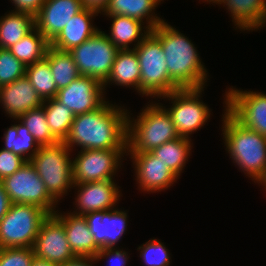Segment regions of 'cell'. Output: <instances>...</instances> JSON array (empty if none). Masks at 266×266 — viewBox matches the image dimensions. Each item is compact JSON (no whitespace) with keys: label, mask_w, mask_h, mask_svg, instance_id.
<instances>
[{"label":"cell","mask_w":266,"mask_h":266,"mask_svg":"<svg viewBox=\"0 0 266 266\" xmlns=\"http://www.w3.org/2000/svg\"><path fill=\"white\" fill-rule=\"evenodd\" d=\"M26 160L19 155L14 154L11 151L0 149V181L12 175L23 165L26 164Z\"/></svg>","instance_id":"cell-38"},{"label":"cell","mask_w":266,"mask_h":266,"mask_svg":"<svg viewBox=\"0 0 266 266\" xmlns=\"http://www.w3.org/2000/svg\"><path fill=\"white\" fill-rule=\"evenodd\" d=\"M26 73V66L5 48H0V86L12 83Z\"/></svg>","instance_id":"cell-35"},{"label":"cell","mask_w":266,"mask_h":266,"mask_svg":"<svg viewBox=\"0 0 266 266\" xmlns=\"http://www.w3.org/2000/svg\"><path fill=\"white\" fill-rule=\"evenodd\" d=\"M49 46L50 42L34 28L8 50L27 67L45 58Z\"/></svg>","instance_id":"cell-29"},{"label":"cell","mask_w":266,"mask_h":266,"mask_svg":"<svg viewBox=\"0 0 266 266\" xmlns=\"http://www.w3.org/2000/svg\"><path fill=\"white\" fill-rule=\"evenodd\" d=\"M118 51L106 36V31L100 29L69 52L80 75L93 77L104 83L111 73Z\"/></svg>","instance_id":"cell-9"},{"label":"cell","mask_w":266,"mask_h":266,"mask_svg":"<svg viewBox=\"0 0 266 266\" xmlns=\"http://www.w3.org/2000/svg\"><path fill=\"white\" fill-rule=\"evenodd\" d=\"M137 251L145 266H170L172 262L170 250L160 239H149L138 245Z\"/></svg>","instance_id":"cell-34"},{"label":"cell","mask_w":266,"mask_h":266,"mask_svg":"<svg viewBox=\"0 0 266 266\" xmlns=\"http://www.w3.org/2000/svg\"><path fill=\"white\" fill-rule=\"evenodd\" d=\"M32 249L37 258L58 266L76 257L67 241L63 223L54 214H49L41 223Z\"/></svg>","instance_id":"cell-13"},{"label":"cell","mask_w":266,"mask_h":266,"mask_svg":"<svg viewBox=\"0 0 266 266\" xmlns=\"http://www.w3.org/2000/svg\"><path fill=\"white\" fill-rule=\"evenodd\" d=\"M83 8L81 0H45L35 15V28L51 42Z\"/></svg>","instance_id":"cell-18"},{"label":"cell","mask_w":266,"mask_h":266,"mask_svg":"<svg viewBox=\"0 0 266 266\" xmlns=\"http://www.w3.org/2000/svg\"><path fill=\"white\" fill-rule=\"evenodd\" d=\"M203 3H211L212 5L214 4V6L217 4V5H219V7H220V3L222 2V0H201Z\"/></svg>","instance_id":"cell-45"},{"label":"cell","mask_w":266,"mask_h":266,"mask_svg":"<svg viewBox=\"0 0 266 266\" xmlns=\"http://www.w3.org/2000/svg\"><path fill=\"white\" fill-rule=\"evenodd\" d=\"M259 186L261 185L263 187V190L266 191V172L264 176L261 178V180L257 183Z\"/></svg>","instance_id":"cell-44"},{"label":"cell","mask_w":266,"mask_h":266,"mask_svg":"<svg viewBox=\"0 0 266 266\" xmlns=\"http://www.w3.org/2000/svg\"><path fill=\"white\" fill-rule=\"evenodd\" d=\"M42 107L51 133L60 142H64L71 130L75 114L55 98L43 100Z\"/></svg>","instance_id":"cell-31"},{"label":"cell","mask_w":266,"mask_h":266,"mask_svg":"<svg viewBox=\"0 0 266 266\" xmlns=\"http://www.w3.org/2000/svg\"><path fill=\"white\" fill-rule=\"evenodd\" d=\"M222 136L225 150L233 164L255 184L266 172V136L241 125L226 110L223 93Z\"/></svg>","instance_id":"cell-3"},{"label":"cell","mask_w":266,"mask_h":266,"mask_svg":"<svg viewBox=\"0 0 266 266\" xmlns=\"http://www.w3.org/2000/svg\"><path fill=\"white\" fill-rule=\"evenodd\" d=\"M96 263L97 262L94 257L76 256L75 258L59 266H95L94 264Z\"/></svg>","instance_id":"cell-41"},{"label":"cell","mask_w":266,"mask_h":266,"mask_svg":"<svg viewBox=\"0 0 266 266\" xmlns=\"http://www.w3.org/2000/svg\"><path fill=\"white\" fill-rule=\"evenodd\" d=\"M140 65V95L151 100L179 88L170 80L160 40L150 32L134 49Z\"/></svg>","instance_id":"cell-6"},{"label":"cell","mask_w":266,"mask_h":266,"mask_svg":"<svg viewBox=\"0 0 266 266\" xmlns=\"http://www.w3.org/2000/svg\"><path fill=\"white\" fill-rule=\"evenodd\" d=\"M32 248H0V266H31Z\"/></svg>","instance_id":"cell-36"},{"label":"cell","mask_w":266,"mask_h":266,"mask_svg":"<svg viewBox=\"0 0 266 266\" xmlns=\"http://www.w3.org/2000/svg\"><path fill=\"white\" fill-rule=\"evenodd\" d=\"M35 28V16L9 10L0 16V48L8 49Z\"/></svg>","instance_id":"cell-26"},{"label":"cell","mask_w":266,"mask_h":266,"mask_svg":"<svg viewBox=\"0 0 266 266\" xmlns=\"http://www.w3.org/2000/svg\"><path fill=\"white\" fill-rule=\"evenodd\" d=\"M99 14L95 10L83 8L71 18L62 31L50 42V46L62 51H70L80 45L100 30L99 27L93 25L95 17Z\"/></svg>","instance_id":"cell-20"},{"label":"cell","mask_w":266,"mask_h":266,"mask_svg":"<svg viewBox=\"0 0 266 266\" xmlns=\"http://www.w3.org/2000/svg\"><path fill=\"white\" fill-rule=\"evenodd\" d=\"M83 7L87 9H92L97 12L101 13L105 10L107 7L109 0H81Z\"/></svg>","instance_id":"cell-42"},{"label":"cell","mask_w":266,"mask_h":266,"mask_svg":"<svg viewBox=\"0 0 266 266\" xmlns=\"http://www.w3.org/2000/svg\"><path fill=\"white\" fill-rule=\"evenodd\" d=\"M55 99L78 115L96 110L107 100V97L102 82L96 78L81 75L67 87L59 89Z\"/></svg>","instance_id":"cell-16"},{"label":"cell","mask_w":266,"mask_h":266,"mask_svg":"<svg viewBox=\"0 0 266 266\" xmlns=\"http://www.w3.org/2000/svg\"><path fill=\"white\" fill-rule=\"evenodd\" d=\"M12 202L4 190V187L0 181V220L7 214L11 207Z\"/></svg>","instance_id":"cell-40"},{"label":"cell","mask_w":266,"mask_h":266,"mask_svg":"<svg viewBox=\"0 0 266 266\" xmlns=\"http://www.w3.org/2000/svg\"><path fill=\"white\" fill-rule=\"evenodd\" d=\"M127 156L132 161L137 188L145 194L164 192L179 179L151 152H127Z\"/></svg>","instance_id":"cell-15"},{"label":"cell","mask_w":266,"mask_h":266,"mask_svg":"<svg viewBox=\"0 0 266 266\" xmlns=\"http://www.w3.org/2000/svg\"><path fill=\"white\" fill-rule=\"evenodd\" d=\"M10 201L17 204H34L54 214L59 205L48 193L43 181L30 162L1 180Z\"/></svg>","instance_id":"cell-11"},{"label":"cell","mask_w":266,"mask_h":266,"mask_svg":"<svg viewBox=\"0 0 266 266\" xmlns=\"http://www.w3.org/2000/svg\"><path fill=\"white\" fill-rule=\"evenodd\" d=\"M54 215L63 223L67 241L75 256L94 257L100 248L94 242L86 218L71 211L62 213L58 209Z\"/></svg>","instance_id":"cell-22"},{"label":"cell","mask_w":266,"mask_h":266,"mask_svg":"<svg viewBox=\"0 0 266 266\" xmlns=\"http://www.w3.org/2000/svg\"><path fill=\"white\" fill-rule=\"evenodd\" d=\"M226 110L244 127L266 136V94L226 87Z\"/></svg>","instance_id":"cell-12"},{"label":"cell","mask_w":266,"mask_h":266,"mask_svg":"<svg viewBox=\"0 0 266 266\" xmlns=\"http://www.w3.org/2000/svg\"><path fill=\"white\" fill-rule=\"evenodd\" d=\"M30 134L35 138L40 146L54 145L60 142L52 133L48 126L44 108L31 109L17 118Z\"/></svg>","instance_id":"cell-33"},{"label":"cell","mask_w":266,"mask_h":266,"mask_svg":"<svg viewBox=\"0 0 266 266\" xmlns=\"http://www.w3.org/2000/svg\"><path fill=\"white\" fill-rule=\"evenodd\" d=\"M73 152L64 142L40 146L29 160L43 181L49 195L57 202L64 200L74 186L72 157Z\"/></svg>","instance_id":"cell-5"},{"label":"cell","mask_w":266,"mask_h":266,"mask_svg":"<svg viewBox=\"0 0 266 266\" xmlns=\"http://www.w3.org/2000/svg\"><path fill=\"white\" fill-rule=\"evenodd\" d=\"M31 266H58L55 265L54 263H50L47 260L37 258L36 256L32 260Z\"/></svg>","instance_id":"cell-43"},{"label":"cell","mask_w":266,"mask_h":266,"mask_svg":"<svg viewBox=\"0 0 266 266\" xmlns=\"http://www.w3.org/2000/svg\"><path fill=\"white\" fill-rule=\"evenodd\" d=\"M125 156H127V149L78 151L75 158L72 157L74 184L116 180L115 175L123 168Z\"/></svg>","instance_id":"cell-10"},{"label":"cell","mask_w":266,"mask_h":266,"mask_svg":"<svg viewBox=\"0 0 266 266\" xmlns=\"http://www.w3.org/2000/svg\"><path fill=\"white\" fill-rule=\"evenodd\" d=\"M12 120L13 122L17 121L5 129L2 137L4 140L2 149L11 151L29 162L39 150L40 145L23 123L17 118H12Z\"/></svg>","instance_id":"cell-28"},{"label":"cell","mask_w":266,"mask_h":266,"mask_svg":"<svg viewBox=\"0 0 266 266\" xmlns=\"http://www.w3.org/2000/svg\"><path fill=\"white\" fill-rule=\"evenodd\" d=\"M45 58L49 62L58 90L67 87L72 81L81 76L69 51H62L49 46Z\"/></svg>","instance_id":"cell-30"},{"label":"cell","mask_w":266,"mask_h":266,"mask_svg":"<svg viewBox=\"0 0 266 266\" xmlns=\"http://www.w3.org/2000/svg\"><path fill=\"white\" fill-rule=\"evenodd\" d=\"M204 88L206 87L178 89L158 98L161 101H169V106L162 102L160 104L170 115L181 137L191 139V136L203 128L213 115L212 109L201 99Z\"/></svg>","instance_id":"cell-7"},{"label":"cell","mask_w":266,"mask_h":266,"mask_svg":"<svg viewBox=\"0 0 266 266\" xmlns=\"http://www.w3.org/2000/svg\"><path fill=\"white\" fill-rule=\"evenodd\" d=\"M11 5L14 6V11H20L36 15L42 7L45 0H10Z\"/></svg>","instance_id":"cell-39"},{"label":"cell","mask_w":266,"mask_h":266,"mask_svg":"<svg viewBox=\"0 0 266 266\" xmlns=\"http://www.w3.org/2000/svg\"><path fill=\"white\" fill-rule=\"evenodd\" d=\"M116 182V180H104L74 184L72 189H75V201H73L75 208L73 207L71 213L84 216L90 212L118 208L122 190Z\"/></svg>","instance_id":"cell-14"},{"label":"cell","mask_w":266,"mask_h":266,"mask_svg":"<svg viewBox=\"0 0 266 266\" xmlns=\"http://www.w3.org/2000/svg\"><path fill=\"white\" fill-rule=\"evenodd\" d=\"M151 32L160 40L170 80L179 88L208 86L209 74L194 42L178 29L164 22Z\"/></svg>","instance_id":"cell-2"},{"label":"cell","mask_w":266,"mask_h":266,"mask_svg":"<svg viewBox=\"0 0 266 266\" xmlns=\"http://www.w3.org/2000/svg\"><path fill=\"white\" fill-rule=\"evenodd\" d=\"M127 110V152H150L180 137L170 115L160 104V100L157 102L149 100L138 115H135L137 117L129 112V108Z\"/></svg>","instance_id":"cell-4"},{"label":"cell","mask_w":266,"mask_h":266,"mask_svg":"<svg viewBox=\"0 0 266 266\" xmlns=\"http://www.w3.org/2000/svg\"><path fill=\"white\" fill-rule=\"evenodd\" d=\"M25 76L42 100L55 98L58 89L46 58L27 66Z\"/></svg>","instance_id":"cell-32"},{"label":"cell","mask_w":266,"mask_h":266,"mask_svg":"<svg viewBox=\"0 0 266 266\" xmlns=\"http://www.w3.org/2000/svg\"><path fill=\"white\" fill-rule=\"evenodd\" d=\"M94 242L101 248L118 247L126 234L128 211L114 208L107 211L90 212L84 215Z\"/></svg>","instance_id":"cell-17"},{"label":"cell","mask_w":266,"mask_h":266,"mask_svg":"<svg viewBox=\"0 0 266 266\" xmlns=\"http://www.w3.org/2000/svg\"><path fill=\"white\" fill-rule=\"evenodd\" d=\"M124 248L110 247V248H101L96 255L94 256L96 262L105 260L108 263V266H126L128 264L130 253Z\"/></svg>","instance_id":"cell-37"},{"label":"cell","mask_w":266,"mask_h":266,"mask_svg":"<svg viewBox=\"0 0 266 266\" xmlns=\"http://www.w3.org/2000/svg\"><path fill=\"white\" fill-rule=\"evenodd\" d=\"M48 215L34 204L12 203L0 220V248H32L40 225Z\"/></svg>","instance_id":"cell-8"},{"label":"cell","mask_w":266,"mask_h":266,"mask_svg":"<svg viewBox=\"0 0 266 266\" xmlns=\"http://www.w3.org/2000/svg\"><path fill=\"white\" fill-rule=\"evenodd\" d=\"M107 99L96 110L75 115L64 143L80 150L127 149V106Z\"/></svg>","instance_id":"cell-1"},{"label":"cell","mask_w":266,"mask_h":266,"mask_svg":"<svg viewBox=\"0 0 266 266\" xmlns=\"http://www.w3.org/2000/svg\"><path fill=\"white\" fill-rule=\"evenodd\" d=\"M42 104L43 100L25 75L12 83L0 86V105L10 120L31 109L39 108Z\"/></svg>","instance_id":"cell-19"},{"label":"cell","mask_w":266,"mask_h":266,"mask_svg":"<svg viewBox=\"0 0 266 266\" xmlns=\"http://www.w3.org/2000/svg\"><path fill=\"white\" fill-rule=\"evenodd\" d=\"M164 0H109L105 10L101 13L106 18L114 15H123L138 19L145 23L151 30L164 22L155 14L156 8Z\"/></svg>","instance_id":"cell-24"},{"label":"cell","mask_w":266,"mask_h":266,"mask_svg":"<svg viewBox=\"0 0 266 266\" xmlns=\"http://www.w3.org/2000/svg\"><path fill=\"white\" fill-rule=\"evenodd\" d=\"M221 5L228 10L234 30L249 33L266 27V0H222Z\"/></svg>","instance_id":"cell-21"},{"label":"cell","mask_w":266,"mask_h":266,"mask_svg":"<svg viewBox=\"0 0 266 266\" xmlns=\"http://www.w3.org/2000/svg\"><path fill=\"white\" fill-rule=\"evenodd\" d=\"M193 146L192 139L180 136L150 152L180 178L193 152Z\"/></svg>","instance_id":"cell-27"},{"label":"cell","mask_w":266,"mask_h":266,"mask_svg":"<svg viewBox=\"0 0 266 266\" xmlns=\"http://www.w3.org/2000/svg\"><path fill=\"white\" fill-rule=\"evenodd\" d=\"M140 65L136 51L119 50L113 62L111 73L108 79L103 83L105 94L110 85L135 89L140 95ZM113 83V84H112Z\"/></svg>","instance_id":"cell-25"},{"label":"cell","mask_w":266,"mask_h":266,"mask_svg":"<svg viewBox=\"0 0 266 266\" xmlns=\"http://www.w3.org/2000/svg\"><path fill=\"white\" fill-rule=\"evenodd\" d=\"M109 18L112 24L106 36L118 50L135 49L151 32V29L138 19L123 15H114L107 19Z\"/></svg>","instance_id":"cell-23"}]
</instances>
